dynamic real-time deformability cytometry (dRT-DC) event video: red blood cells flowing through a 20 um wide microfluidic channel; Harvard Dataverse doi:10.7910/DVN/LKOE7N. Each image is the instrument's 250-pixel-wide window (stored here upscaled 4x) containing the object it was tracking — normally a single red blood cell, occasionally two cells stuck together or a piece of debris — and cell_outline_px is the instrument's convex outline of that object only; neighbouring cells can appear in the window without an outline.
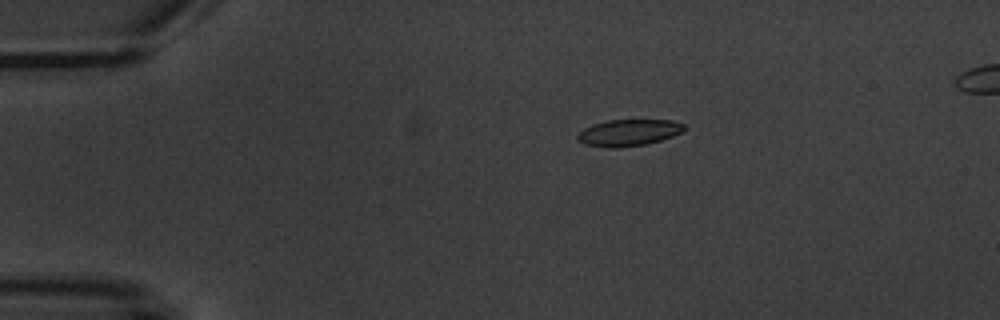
{"species": "common noctule bat (a hibernating species)", "species_latin": "Nyctalus noctula", "temperature_condition": "warm", "stored_images_in_passage": 5, "camera_frame_rate_fps": 3000, "um_per_image_px": 0.085, "animal": {"sex": "male", "body_mass_g": 20.1, "forearm_length_mm": 53.5}, "frame": {"image": 1, "passage_image": 3, "time_ms": 2.667, "image_size_px": [1000, 320], "cell_outline_px": [[684, 132], [660, 140], [644, 144], [616, 148], [612, 148], [584, 144], [576, 140], [576, 136], [584, 128], [592, 124], [608, 120], [672, 120], [684, 124]], "centroid_in_image_um": [53.41, 11.27], "position_along_channel_um": 31.6, "area_um2": 16.47}}